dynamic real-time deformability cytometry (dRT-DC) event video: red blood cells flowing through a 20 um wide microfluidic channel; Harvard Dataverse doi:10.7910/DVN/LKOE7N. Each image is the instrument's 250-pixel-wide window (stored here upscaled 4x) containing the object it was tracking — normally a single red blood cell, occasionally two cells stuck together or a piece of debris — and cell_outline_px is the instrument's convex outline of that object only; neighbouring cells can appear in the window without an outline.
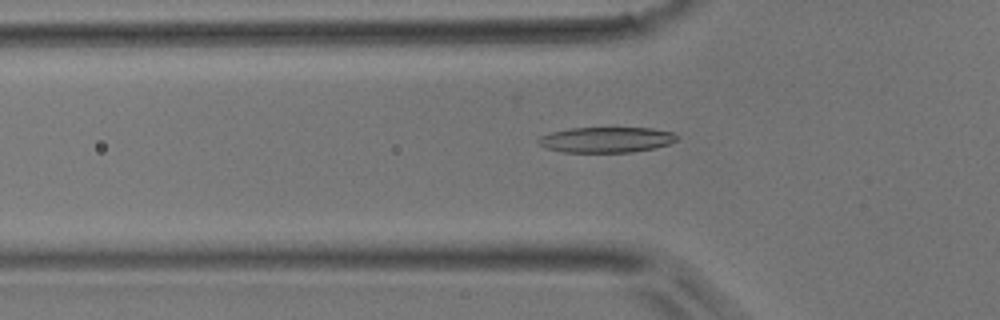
{"species": "common noctule bat (a hibernating species)", "species_latin": "Nyctalus noctula", "temperature_condition": "room temperature", "stored_images_in_passage": 42, "camera_frame_rate_fps": 3000, "um_per_image_px": 0.085, "animal": {"sex": "male", "body_mass_g": 17.9}, "frame": {"image": 1, "passage_image": 9, "time_ms": 2.667, "image_size_px": [1000, 320], "cell_outline_px": [[676, 140], [668, 144], [652, 148], [632, 152], [560, 152], [544, 148], [536, 140], [540, 136], [552, 132], [568, 128], [652, 128], [672, 132], [676, 136]], "centroid_in_image_um": [51.47, 11.88], "position_along_channel_um": 74.3, "area_um2": 20.52}}
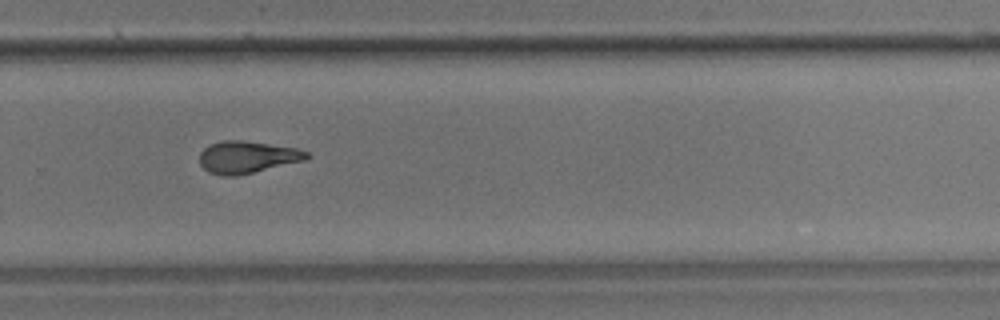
{"frame": {"image": 2, "passage_image": 26, "time_ms": 8.333, "image_size_px": [1000, 320], "cell_outline_px": [[308, 156], [304, 160], [236, 176], [224, 176], [208, 172], [200, 164], [200, 152], [204, 148], [212, 144], [224, 140], [240, 140], [296, 148], [308, 152]], "centroid_in_image_um": [20.97, 13.36], "position_along_channel_um": 308.8, "area_um2": 19.65}}
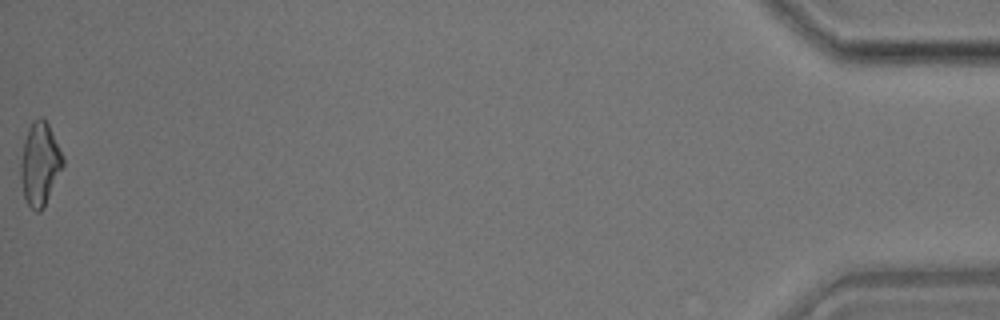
{"frame": {"image": 3, "passage_image": 42, "time_ms": 13.667, "image_size_px": [1000, 320], "cell_outline_px": [[64, 164], [44, 208], [40, 212], [36, 212], [28, 204], [24, 196], [20, 176], [20, 164], [24, 140], [28, 128], [32, 120], [40, 116], [44, 116], [64, 156]], "centroid_in_image_um": [3.39, 13.91], "position_along_channel_um": 431.8, "area_um2": 20.58}}